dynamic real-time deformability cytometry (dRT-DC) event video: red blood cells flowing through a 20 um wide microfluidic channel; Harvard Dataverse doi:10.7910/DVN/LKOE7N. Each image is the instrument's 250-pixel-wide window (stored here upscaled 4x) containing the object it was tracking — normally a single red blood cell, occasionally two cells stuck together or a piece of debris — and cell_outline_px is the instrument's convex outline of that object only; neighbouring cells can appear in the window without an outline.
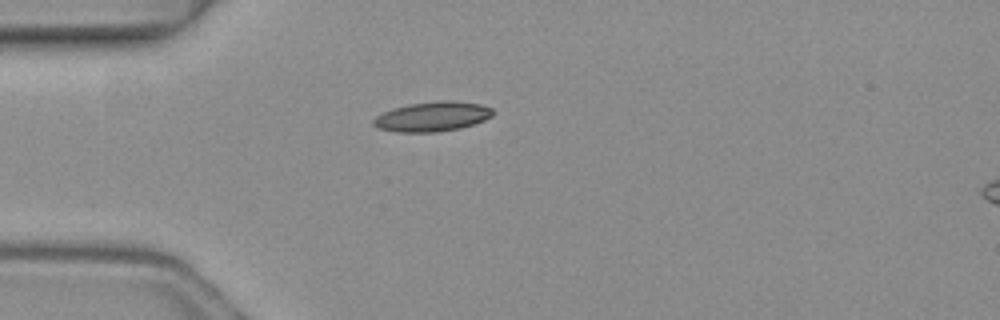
{"species": "common noctule bat (a hibernating species)", "species_latin": "Nyctalus noctula", "temperature_condition": "warm", "stored_images_in_passage": 2, "segment_of_instrument_passage": [1, 2], "camera_frame_rate_fps": 3000, "um_per_image_px": 0.085, "animal": {"sex": "female", "body_mass_g": 19.3, "forearm_length_mm": 54.1}, "frame": {"image": 1, "passage_image": 1, "time_ms": 0.0, "image_size_px": [1000, 320], "cell_outline_px": [[496, 112], [492, 116], [484, 120], [460, 128], [436, 132], [396, 132], [376, 128], [372, 124], [372, 120], [376, 116], [392, 108], [408, 104], [440, 100], [452, 100], [480, 104], [492, 108]], "centroid_in_image_um": [36.74, 9.9], "position_along_channel_um": 48.3, "area_um2": 20.87}}